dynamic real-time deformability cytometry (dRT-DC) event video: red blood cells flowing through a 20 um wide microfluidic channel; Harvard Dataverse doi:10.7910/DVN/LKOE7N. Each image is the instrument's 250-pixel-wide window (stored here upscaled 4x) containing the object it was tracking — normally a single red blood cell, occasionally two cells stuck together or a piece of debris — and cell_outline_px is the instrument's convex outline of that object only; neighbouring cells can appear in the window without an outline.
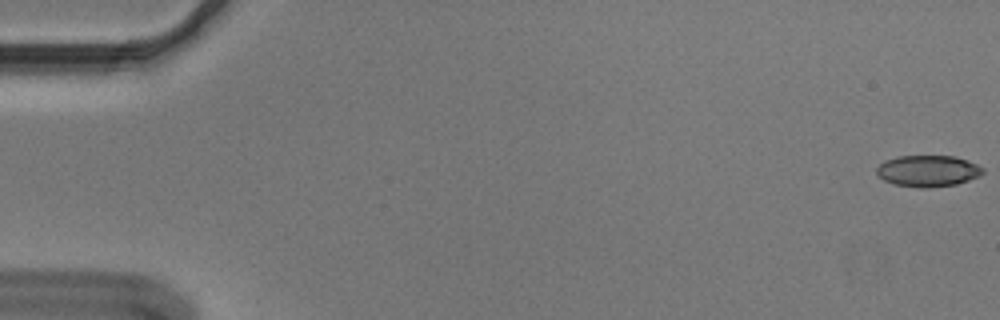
{"species": "Egyptian fruit bat (a non-hibernating species)", "species_latin": "Rousettus aegyptiacus", "temperature_condition": "cold", "stored_images_in_passage": 56, "camera_frame_rate_fps": 3000, "um_per_image_px": 0.085, "animal": {"sex": "male"}, "frame": {"image": 1, "passage_image": 1, "time_ms": 0.0, "image_size_px": [1000, 320], "cell_outline_px": [[984, 172], [980, 176], [956, 184], [928, 188], [920, 188], [896, 184], [884, 180], [876, 172], [876, 168], [880, 164], [888, 160], [900, 156], [956, 156], [968, 160], [984, 168]], "centroid_in_image_um": [78.92, 14.53], "position_along_channel_um": 6.1, "area_um2": 19.31}}
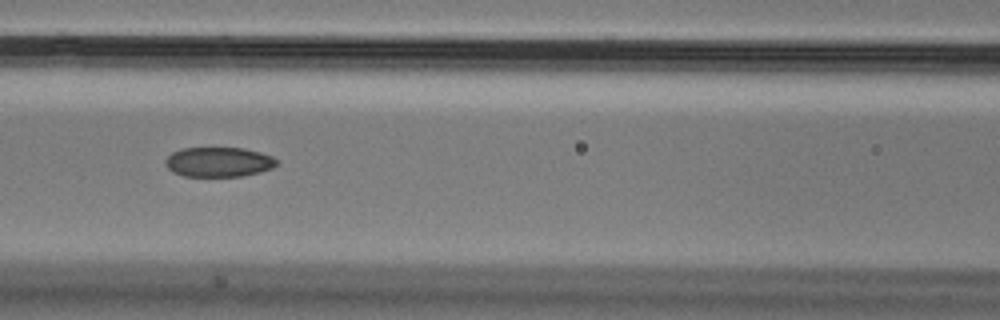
{"frame": {"image": 2, "passage_image": 25, "time_ms": 8.0, "image_size_px": [1000, 320], "cell_outline_px": [[276, 164], [272, 168], [260, 172], [240, 176], [184, 176], [172, 172], [164, 164], [164, 160], [172, 152], [180, 148], [244, 148], [260, 152], [272, 156], [276, 160]], "centroid_in_image_um": [18.54, 13.76], "position_along_channel_um": 148.1, "area_um2": 19.31}}
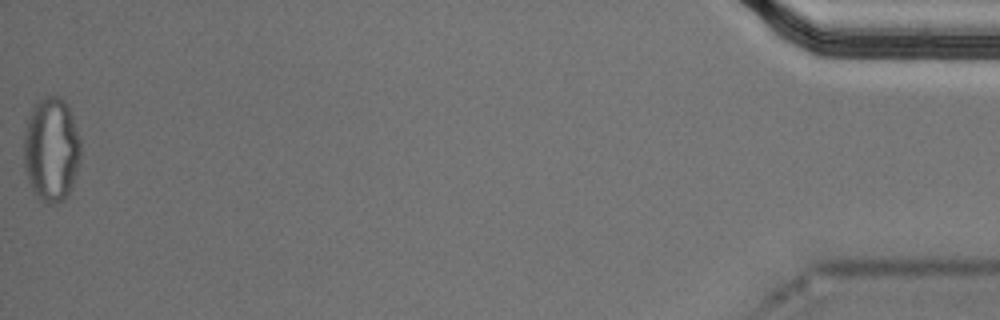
{"frame": {"image": 3, "passage_image": 56, "time_ms": 18.333, "image_size_px": [1000, 320], "cell_outline_px": [[80, 160], [72, 188], [68, 196], [64, 200], [56, 204], [44, 204], [32, 192], [24, 168], [24, 132], [32, 104], [44, 96], [60, 96], [68, 104], [80, 140]], "centroid_in_image_um": [4.35, 12.73], "position_along_channel_um": 430.8, "area_um2": 35.32}, "authors_computed_cell_mechanics": {"area_um2": 20.2589, "velocity_mm_per_s": 3.638, "shape_relaxation_time_tau1_ms": null, "shape_relaxation_time_tau2_ms": 4.8711, "deformation_change_tau1": null, "deformation_change_tau2": 0.1034}}